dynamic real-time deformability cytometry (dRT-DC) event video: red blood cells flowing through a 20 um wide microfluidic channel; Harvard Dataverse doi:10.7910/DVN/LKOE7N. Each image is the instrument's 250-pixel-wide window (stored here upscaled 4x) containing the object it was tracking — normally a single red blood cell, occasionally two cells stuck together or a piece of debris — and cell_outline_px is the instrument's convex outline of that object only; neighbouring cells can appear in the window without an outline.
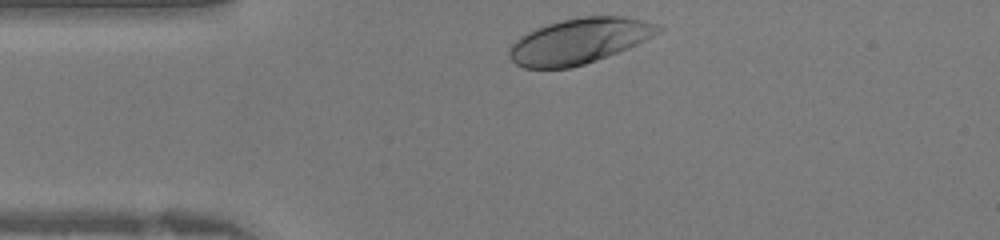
{"species": "human", "species_latin": "Homo sapiens", "temperature_condition": "warm", "stored_images_in_passage": 25, "camera_frame_rate_fps": 3000, "um_per_image_px": 0.085, "donor": {"sex": "female"}, "frame": {"image": 1, "passage_image": 1, "time_ms": 0.0, "image_size_px": [1000, 240], "cell_outline_px": [[664, 28], [660, 32], [628, 48], [596, 60], [584, 64], [568, 68], [524, 68], [516, 64], [508, 56], [508, 48], [520, 36], [536, 28], [560, 20], [584, 16], [624, 16], [656, 24]], "centroid_in_image_um": [49.2, 3.48], "position_along_channel_um": 35.8, "area_um2": 39.13}}
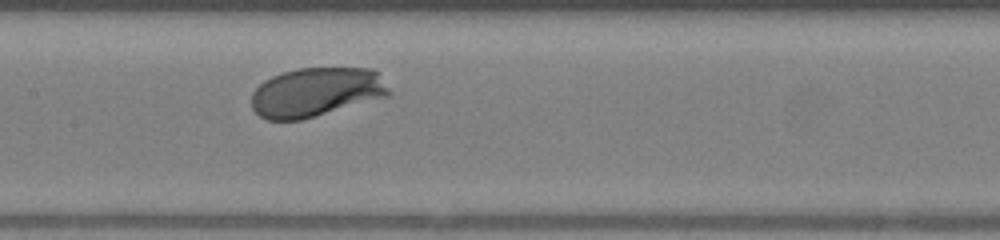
{"frame": {"image": 2, "passage_image": 12, "time_ms": 3.667, "image_size_px": [1000, 240], "cell_outline_px": [[392, 92], [388, 96], [300, 120], [268, 120], [260, 116], [252, 108], [252, 92], [264, 80], [272, 76], [296, 68], [372, 68], [380, 72]], "centroid_in_image_um": [26.9, 7.82], "position_along_channel_um": 180.5, "area_um2": 39.48}}
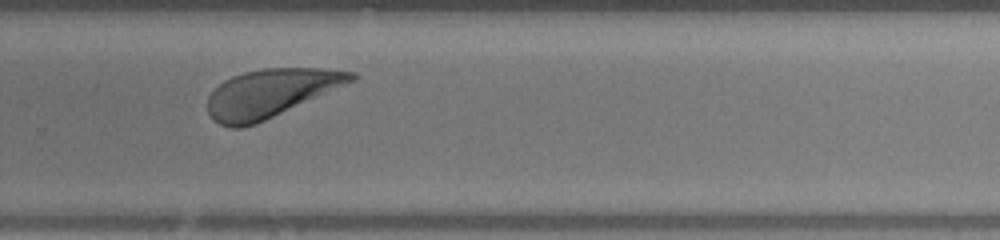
{"frame": {"image": 3, "passage_image": 20, "time_ms": 6.333, "image_size_px": [1000, 240], "cell_outline_px": [[360, 76], [356, 80], [256, 124], [240, 128], [228, 128], [212, 120], [208, 112], [208, 96], [224, 80], [232, 76], [244, 72], [264, 68], [320, 68], [356, 72]], "centroid_in_image_um": [23.0, 7.92], "position_along_channel_um": 306.8, "area_um2": 40.23}}